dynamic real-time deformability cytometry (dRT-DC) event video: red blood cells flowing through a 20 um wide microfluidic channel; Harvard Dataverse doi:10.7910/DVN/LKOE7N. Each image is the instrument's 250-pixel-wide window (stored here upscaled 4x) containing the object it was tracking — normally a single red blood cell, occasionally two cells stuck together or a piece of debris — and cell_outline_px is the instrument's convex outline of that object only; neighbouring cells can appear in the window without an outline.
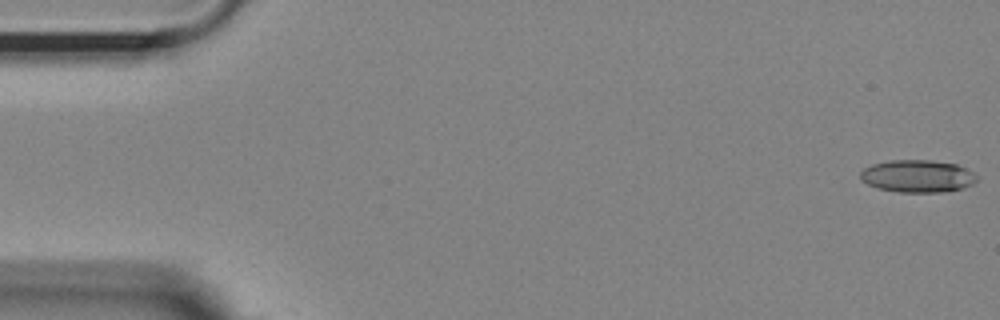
{"species": "Egyptian fruit bat (a non-hibernating species)", "species_latin": "Rousettus aegyptiacus", "temperature_condition": "room temperature", "stored_images_in_passage": 51, "camera_frame_rate_fps": 3000, "um_per_image_px": 0.085, "animal": {"sex": "female"}, "frame": {"image": 1, "passage_image": 1, "time_ms": 0.0, "image_size_px": [1000, 320], "cell_outline_px": [[976, 180], [972, 184], [964, 188], [940, 192], [900, 192], [880, 188], [868, 184], [860, 180], [860, 172], [864, 168], [872, 164], [888, 160], [932, 160], [956, 164], [968, 168], [976, 176]], "centroid_in_image_um": [77.99, 14.96], "position_along_channel_um": 7.0, "area_um2": 22.02}}
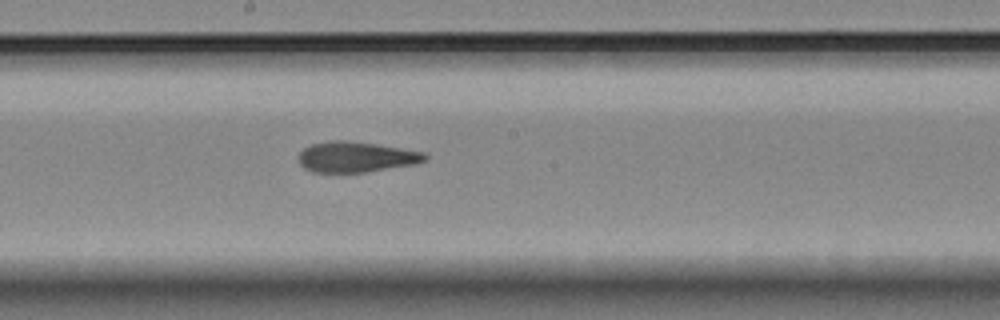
{"frame": {"image": 2, "passage_image": 29, "time_ms": 9.333, "image_size_px": [1000, 320], "cell_outline_px": [[428, 160], [416, 164], [368, 172], [312, 172], [304, 168], [300, 164], [296, 156], [304, 148], [312, 144], [328, 140], [348, 140], [376, 144], [424, 152], [428, 156]], "centroid_in_image_um": [30.26, 13.34], "position_along_channel_um": 217.9, "area_um2": 22.77}}
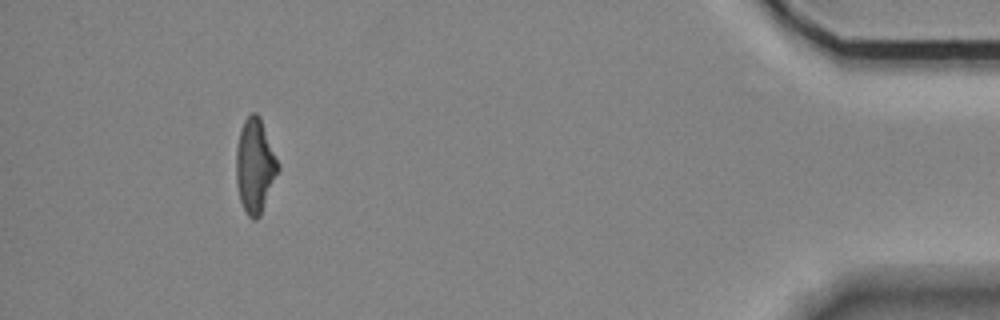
{"frame": {"image": 3, "passage_image": 50, "time_ms": 16.333, "image_size_px": [1000, 320], "cell_outline_px": [[280, 168], [260, 216], [256, 220], [252, 220], [248, 216], [240, 200], [236, 184], [236, 148], [240, 132], [244, 120], [252, 112], [256, 112], [260, 116], [280, 164]], "centroid_in_image_um": [21.68, 14.09], "position_along_channel_um": 413.5, "area_um2": 23.12}}